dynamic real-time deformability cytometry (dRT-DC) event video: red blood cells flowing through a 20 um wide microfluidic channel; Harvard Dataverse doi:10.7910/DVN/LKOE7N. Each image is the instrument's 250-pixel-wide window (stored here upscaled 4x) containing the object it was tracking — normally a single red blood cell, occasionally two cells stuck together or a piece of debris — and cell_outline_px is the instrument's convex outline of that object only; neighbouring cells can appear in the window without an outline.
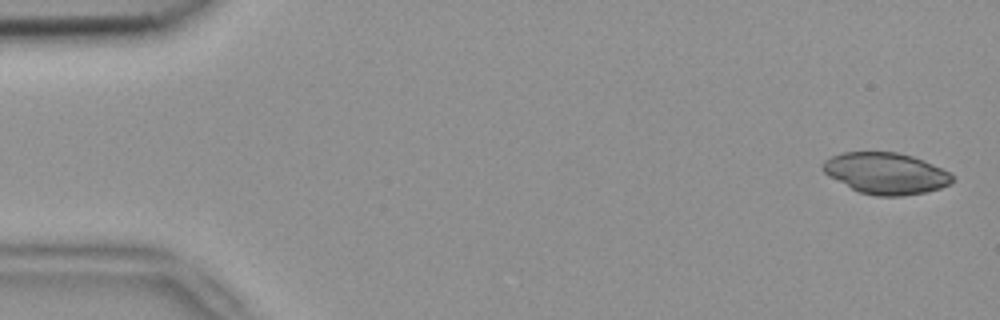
{"species": "common noctule bat (a hibernating species)", "species_latin": "Nyctalus noctula", "temperature_condition": "room temperature", "stored_images_in_passage": 6, "camera_frame_rate_fps": 3000, "um_per_image_px": 0.085, "animal": {"sex": "female", "body_mass_g": 18.4}, "frame": {"image": 1, "passage_image": 1, "time_ms": 0.0, "image_size_px": [1000, 320], "cell_outline_px": [[956, 176], [948, 184], [940, 188], [924, 192], [904, 196], [876, 196], [860, 192], [828, 176], [820, 168], [820, 164], [824, 160], [840, 152], [896, 152], [912, 156], [924, 160]], "centroid_in_image_um": [75.26, 14.72], "position_along_channel_um": 9.7, "area_um2": 31.15}}